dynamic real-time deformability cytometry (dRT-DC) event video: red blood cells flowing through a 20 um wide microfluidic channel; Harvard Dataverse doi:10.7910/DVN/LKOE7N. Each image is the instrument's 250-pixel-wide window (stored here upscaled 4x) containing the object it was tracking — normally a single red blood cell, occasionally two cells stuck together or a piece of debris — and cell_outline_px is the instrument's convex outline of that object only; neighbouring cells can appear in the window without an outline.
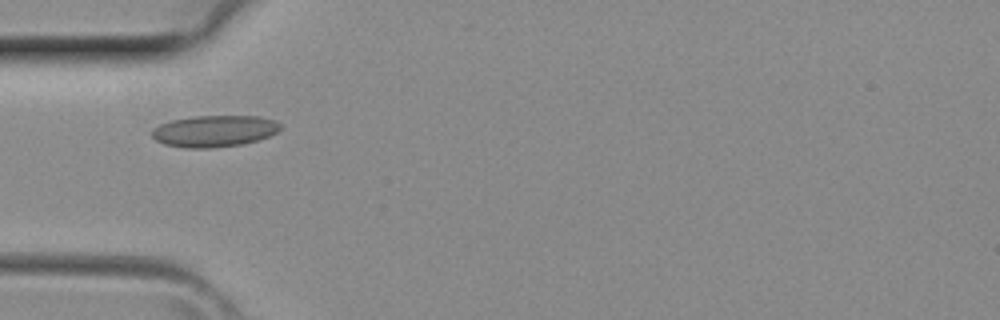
{"species": "common noctule bat (a hibernating species)", "species_latin": "Nyctalus noctula", "temperature_condition": "room temperature", "stored_images_in_passage": 1, "camera_frame_rate_fps": 3000, "um_per_image_px": 0.085, "animal": {"sex": "female", "body_mass_g": 29.2, "forearm_length_mm": 56.3}, "frame": {"image": 1, "passage_image": 1, "time_ms": 0.0, "image_size_px": [1000, 320], "cell_outline_px": [[280, 128], [276, 132], [268, 136], [244, 144], [212, 148], [184, 148], [164, 144], [156, 140], [152, 136], [152, 128], [160, 124], [172, 120], [196, 116], [260, 116], [272, 120], [280, 124]], "centroid_in_image_um": [18.18, 11.15], "position_along_channel_um": 66.8, "area_um2": 23.52}}